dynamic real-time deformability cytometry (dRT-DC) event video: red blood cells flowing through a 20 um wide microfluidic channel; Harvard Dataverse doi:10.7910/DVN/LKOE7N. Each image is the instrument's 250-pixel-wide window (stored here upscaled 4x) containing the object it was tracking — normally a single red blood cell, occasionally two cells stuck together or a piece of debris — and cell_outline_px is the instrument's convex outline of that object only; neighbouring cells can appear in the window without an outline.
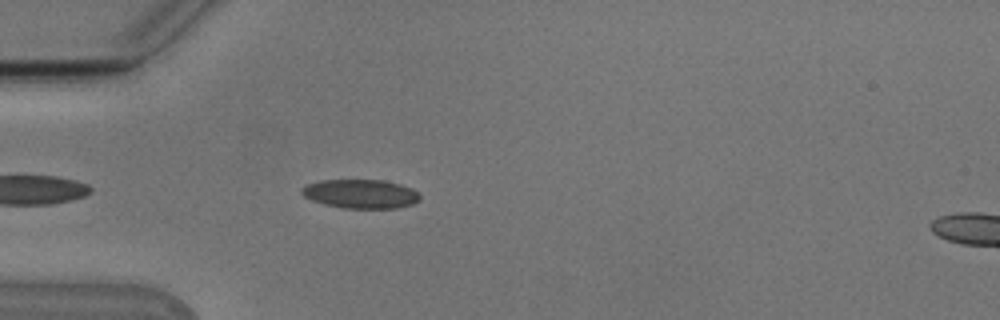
{"species": "Egyptian fruit bat (a non-hibernating species)", "species_latin": "Rousettus aegyptiacus", "temperature_condition": "cold", "stored_images_in_passage": 42, "camera_frame_rate_fps": 3000, "um_per_image_px": 0.085, "animal": {"sex": "male"}, "frame": {"image": 1, "passage_image": 4, "time_ms": 1.0, "image_size_px": [1000, 320], "cell_outline_px": [[420, 200], [412, 204], [396, 208], [344, 208], [324, 204], [312, 200], [304, 196], [300, 192], [300, 188], [308, 184], [320, 180], [380, 180], [400, 184], [412, 188], [420, 196]], "centroid_in_image_um": [30.64, 16.48], "position_along_channel_um": 54.4, "area_um2": 19.88}}
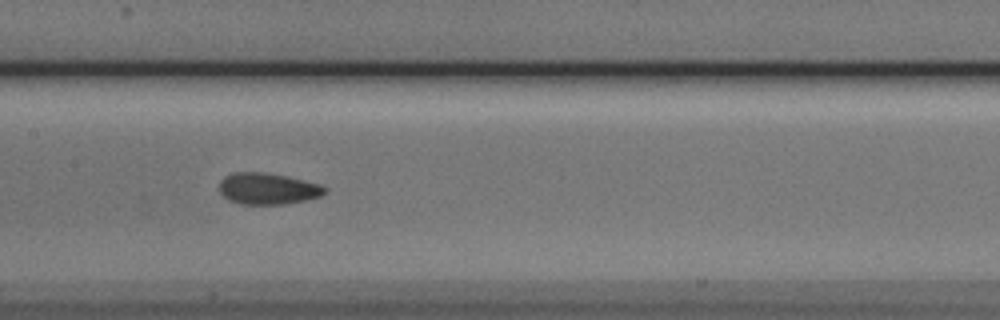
{"frame": {"image": 2, "passage_image": 15, "time_ms": 4.667, "image_size_px": [1000, 320], "cell_outline_px": [[328, 192], [320, 196], [308, 200], [284, 204], [240, 204], [228, 200], [220, 192], [220, 180], [224, 176], [232, 172], [264, 172], [288, 176], [320, 184], [328, 188]], "centroid_in_image_um": [22.78, 16.03], "position_along_channel_um": 184.6, "area_um2": 19.59}}
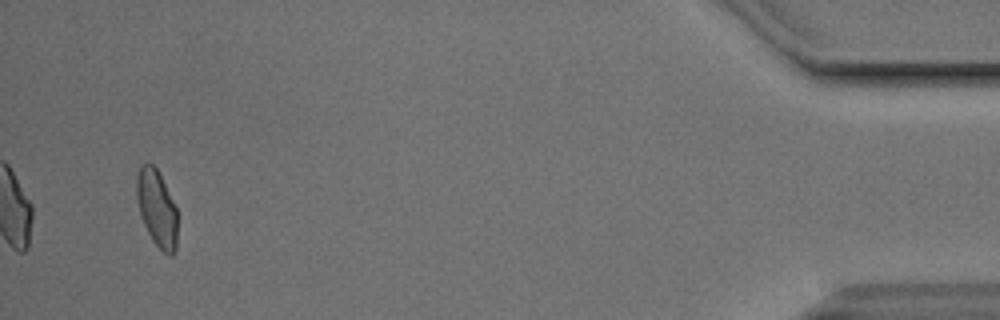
{"frame": {"image": 3, "passage_image": 40, "time_ms": 13.0, "image_size_px": [1000, 320], "cell_outline_px": [[176, 248], [172, 256], [168, 256], [152, 240], [140, 216], [136, 200], [136, 176], [140, 164], [152, 164], [156, 168], [176, 208]], "centroid_in_image_um": [13.29, 17.71], "position_along_channel_um": 421.9, "area_um2": 18.03}, "authors_computed_cell_mechanics": {"area_um2": 18.9584, "velocity_mm_per_s": 3.7891, "shape_relaxation_time_tau1_ms": 8.749, "shape_relaxation_time_tau2_ms": 1.7148, "deformation_change_tau1": 0.168, "deformation_change_tau2": 0.058}}